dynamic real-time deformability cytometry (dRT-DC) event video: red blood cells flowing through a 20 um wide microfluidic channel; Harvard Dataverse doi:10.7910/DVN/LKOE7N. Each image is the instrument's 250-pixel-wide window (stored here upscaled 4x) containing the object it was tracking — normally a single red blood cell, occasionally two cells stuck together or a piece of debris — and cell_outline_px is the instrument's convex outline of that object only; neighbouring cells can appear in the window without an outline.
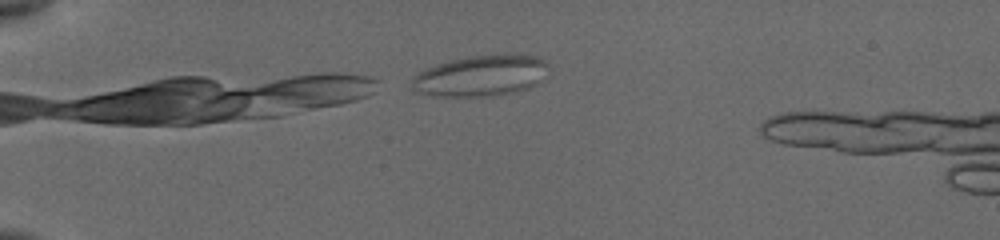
{"species": "common noctule bat (a hibernating species)", "species_latin": "Nyctalus noctula", "temperature_condition": "cold", "stored_images_in_passage": 43, "camera_frame_rate_fps": 3000, "um_per_image_px": 0.085, "animal": {"sex": "female", "body_mass_g": 19.5, "forearm_length_mm": 54.1}, "frame": {"image": 1, "passage_image": 1, "time_ms": 0.0, "image_size_px": [1000, 240], "cell_outline_px": [[544, 64], [536, 84], [528, 88], [516, 92], [492, 96], [432, 96], [416, 88], [412, 84], [412, 80], [420, 72], [428, 68], [452, 60], [472, 56], [536, 56], [544, 60]], "centroid_in_image_um": [40.82, 6.47], "position_along_channel_um": 44.2, "area_um2": 30.92}}
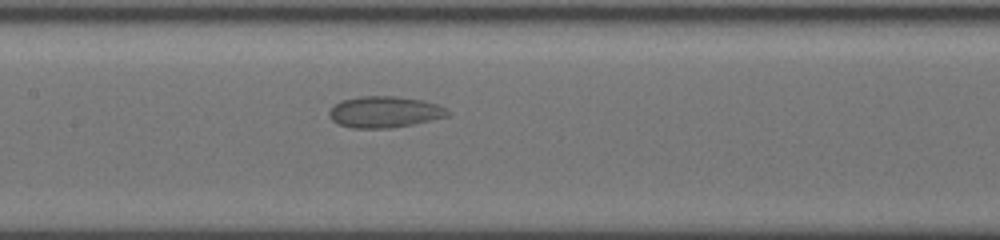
{"frame": {"image": 2, "passage_image": 15, "time_ms": 4.667, "image_size_px": [1000, 240], "cell_outline_px": [[448, 116], [412, 124], [388, 128], [352, 128], [340, 124], [332, 120], [328, 116], [328, 112], [336, 104], [344, 100], [360, 96], [396, 96], [424, 100], [436, 104], [444, 108], [448, 112]], "centroid_in_image_um": [32.67, 9.51], "position_along_channel_um": 174.7, "area_um2": 21.33}}
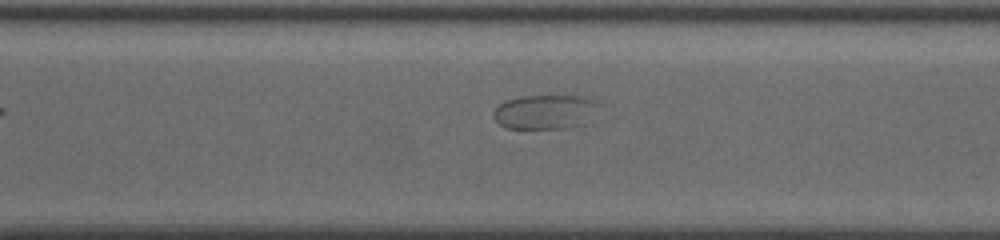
{"frame": {"image": 3, "passage_image": 28, "time_ms": 8.667, "image_size_px": [1000, 240], "cell_outline_px": [[596, 104], [584, 124], [568, 128], [504, 128], [492, 116], [492, 112], [500, 104], [508, 100], [520, 96], [580, 96], [592, 100]], "centroid_in_image_um": [46.22, 9.52], "position_along_channel_um": 324.4, "area_um2": 20.52}}